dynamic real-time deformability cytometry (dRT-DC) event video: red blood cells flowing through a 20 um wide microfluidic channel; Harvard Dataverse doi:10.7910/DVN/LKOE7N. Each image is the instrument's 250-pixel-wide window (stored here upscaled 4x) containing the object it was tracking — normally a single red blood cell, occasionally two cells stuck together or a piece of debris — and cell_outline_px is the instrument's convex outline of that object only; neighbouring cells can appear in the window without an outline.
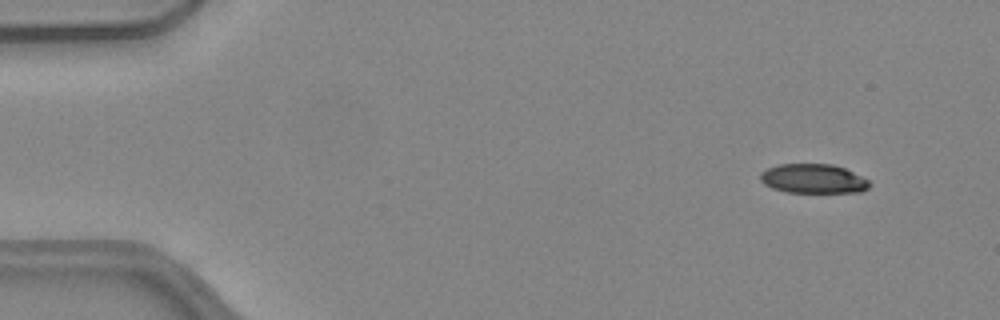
{"species": "common noctule bat (a hibernating species)", "species_latin": "Nyctalus noctula", "temperature_condition": "warm", "stored_images_in_passage": 44, "camera_frame_rate_fps": 3000, "um_per_image_px": 0.085, "animal": {"sex": "female", "body_mass_g": 24.6, "forearm_length_mm": 56.2}, "frame": {"image": 1, "passage_image": 1, "time_ms": 0.0, "image_size_px": [1000, 320], "cell_outline_px": [[872, 184], [868, 188], [860, 192], [788, 192], [772, 188], [764, 184], [760, 180], [760, 172], [768, 168], [780, 164], [832, 164], [844, 168], [868, 180]], "centroid_in_image_um": [69.11, 15.19], "position_along_channel_um": 15.9, "area_um2": 18.55}}
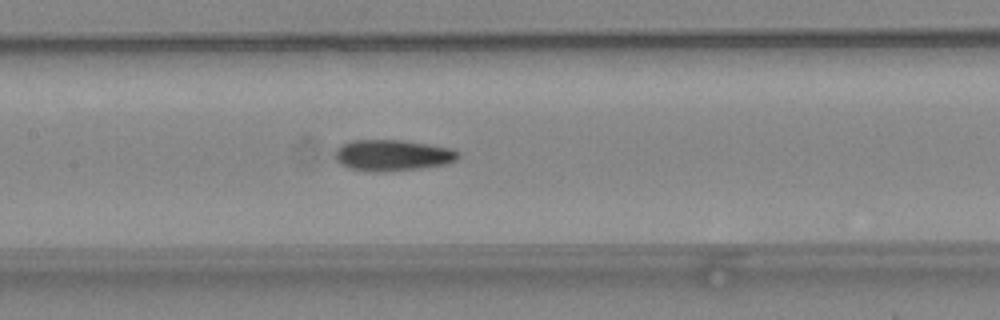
{"frame": {"image": 2, "passage_image": 21, "time_ms": 6.667, "image_size_px": [1000, 320], "cell_outline_px": [[460, 156], [456, 160], [448, 164], [420, 168], [380, 172], [352, 168], [340, 164], [336, 160], [336, 148], [340, 144], [352, 140], [400, 140], [428, 144], [452, 148], [460, 152]], "centroid_in_image_um": [33.4, 13.19], "position_along_channel_um": 174.0, "area_um2": 22.31}}
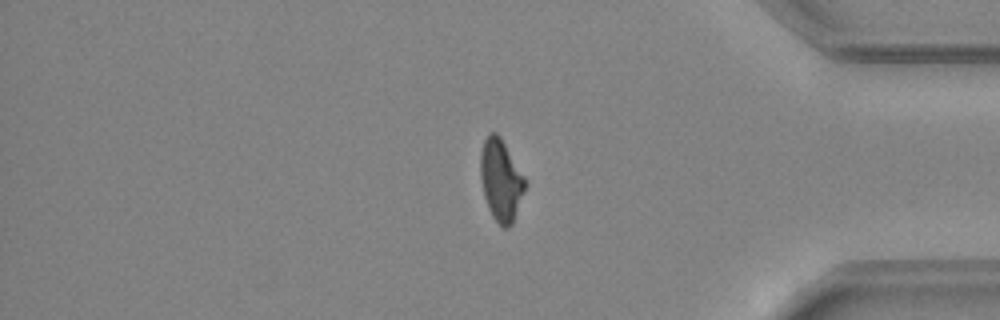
{"frame": {"image": 3, "passage_image": 39, "time_ms": 12.667, "image_size_px": [1000, 320], "cell_outline_px": [[524, 192], [512, 224], [508, 228], [504, 228], [492, 216], [488, 208], [484, 196], [480, 176], [480, 152], [484, 140], [488, 132], [496, 132], [500, 136], [524, 176]], "centroid_in_image_um": [42.55, 15.29], "position_along_channel_um": 392.7, "area_um2": 21.04}}